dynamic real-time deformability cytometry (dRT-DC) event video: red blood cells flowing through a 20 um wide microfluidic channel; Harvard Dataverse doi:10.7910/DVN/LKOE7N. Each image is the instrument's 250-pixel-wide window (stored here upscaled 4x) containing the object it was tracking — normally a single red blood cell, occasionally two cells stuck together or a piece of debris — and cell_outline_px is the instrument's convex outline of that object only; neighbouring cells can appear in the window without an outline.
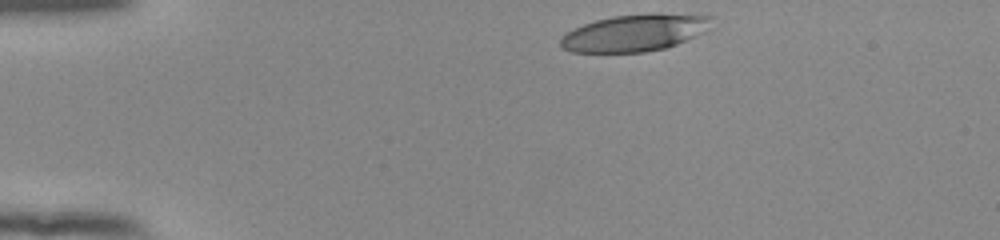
{"species": "human", "species_latin": "Homo sapiens", "temperature_condition": "room temperature", "stored_images_in_passage": 37, "camera_frame_rate_fps": 3000, "um_per_image_px": 0.085, "donor": {"sex": "female"}, "frame": {"image": 1, "passage_image": 1, "time_ms": 0.0, "image_size_px": [1000, 240], "cell_outline_px": [[712, 16], [704, 32], [676, 44], [664, 48], [644, 52], [572, 52], [564, 48], [560, 44], [560, 40], [568, 32], [584, 24], [596, 20], [612, 16], [652, 12]], "centroid_in_image_um": [53.94, 2.77], "position_along_channel_um": 31.1, "area_um2": 32.14}}
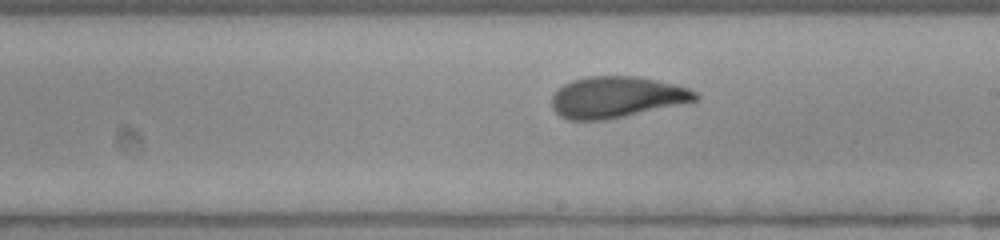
{"frame": {"image": 2, "passage_image": 22, "time_ms": 7.0, "image_size_px": [1000, 240], "cell_outline_px": [[700, 96], [696, 100], [624, 116], [604, 120], [568, 120], [560, 116], [552, 108], [552, 96], [564, 84], [572, 80], [588, 76], [636, 76], [676, 84], [688, 88], [696, 92]], "centroid_in_image_um": [52.38, 8.25], "position_along_channel_um": 236.6, "area_um2": 34.16}}
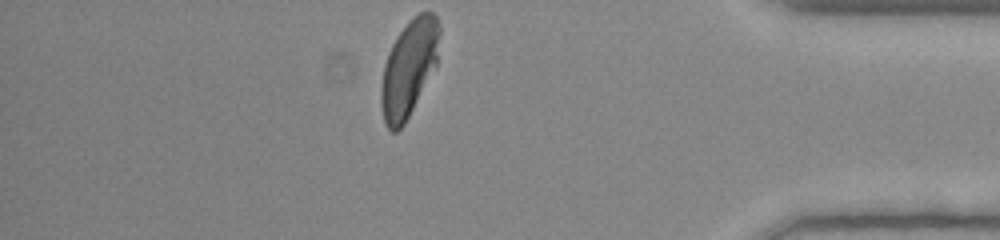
{"frame": {"image": 3, "passage_image": 37, "time_ms": 12.0, "image_size_px": [1000, 240], "cell_outline_px": [[440, 32], [436, 64], [404, 124], [396, 132], [392, 132], [384, 124], [380, 104], [380, 88], [384, 64], [388, 52], [396, 36], [408, 20], [412, 16], [420, 12], [432, 12], [436, 16], [440, 24]], "centroid_in_image_um": [34.72, 5.77], "position_along_channel_um": 400.5, "area_um2": 32.83}, "authors_computed_cell_mechanics": {"area_um2": 34.2754, "velocity_mm_per_s": 3.8854, "shape_relaxation_time_tau1_ms": 4.6238, "shape_relaxation_time_tau2_ms": 1.251, "deformation_change_tau1": 0.1953, "deformation_change_tau2": 0.0807}}